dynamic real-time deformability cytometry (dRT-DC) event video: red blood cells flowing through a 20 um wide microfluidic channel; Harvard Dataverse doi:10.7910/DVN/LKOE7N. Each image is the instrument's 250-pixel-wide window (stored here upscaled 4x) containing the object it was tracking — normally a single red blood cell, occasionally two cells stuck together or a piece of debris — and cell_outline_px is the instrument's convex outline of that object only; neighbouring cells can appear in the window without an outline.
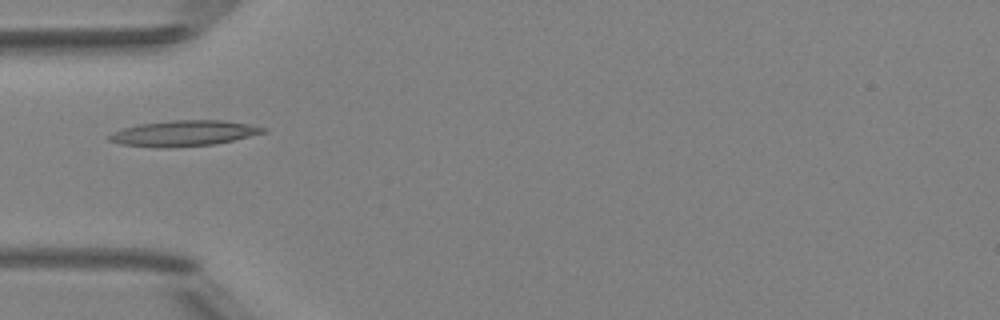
{"species": "Egyptian fruit bat (a non-hibernating species)", "species_latin": "Rousettus aegyptiacus", "temperature_condition": "room temperature", "stored_images_in_passage": 4, "camera_frame_rate_fps": 3000, "um_per_image_px": 0.085, "animal": {"sex": "female"}, "frame": {"image": 1, "passage_image": 2, "time_ms": 1.333, "image_size_px": [1000, 320], "cell_outline_px": [[268, 132], [216, 144], [168, 148], [156, 148], [120, 144], [108, 140], [108, 136], [112, 132], [124, 128], [140, 124], [172, 120], [224, 120], [248, 124], [268, 128]], "centroid_in_image_um": [15.64, 11.34], "position_along_channel_um": 69.4, "area_um2": 23.24}}
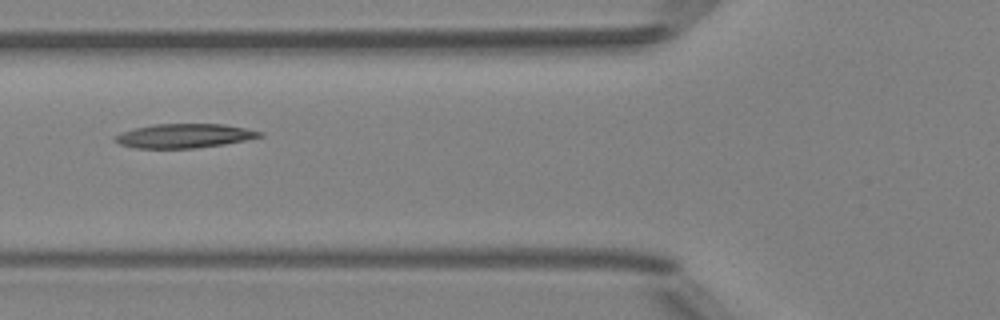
{"frame": {"image": 2, "passage_image": 3, "time_ms": 2.333, "image_size_px": [1000, 320], "cell_outline_px": [[264, 136], [224, 144], [196, 148], [136, 148], [120, 144], [112, 140], [112, 136], [120, 132], [132, 128], [152, 124], [224, 124], [264, 132]], "centroid_in_image_um": [15.6, 11.54], "position_along_channel_um": 110.2, "area_um2": 20.52}}
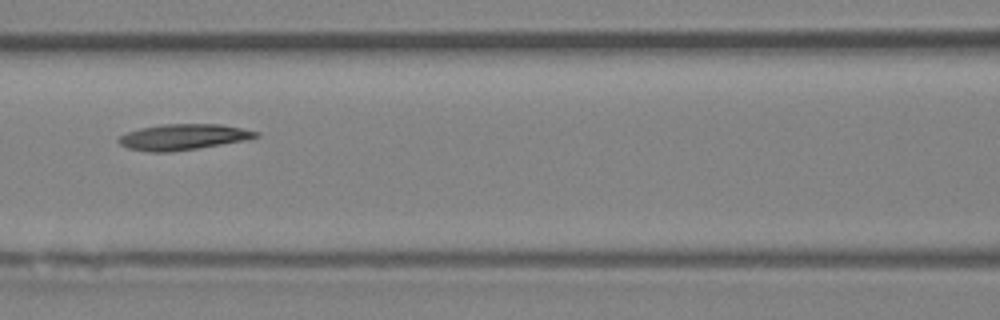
{"frame": {"image": 3, "passage_image": 4, "time_ms": 3.333, "image_size_px": [1000, 320], "cell_outline_px": [[260, 136], [244, 140], [172, 152], [148, 152], [128, 148], [120, 144], [116, 140], [120, 136], [128, 132], [140, 128], [160, 124], [220, 124], [260, 132]], "centroid_in_image_um": [15.53, 11.64], "position_along_channel_um": 151.1, "area_um2": 20.52}}